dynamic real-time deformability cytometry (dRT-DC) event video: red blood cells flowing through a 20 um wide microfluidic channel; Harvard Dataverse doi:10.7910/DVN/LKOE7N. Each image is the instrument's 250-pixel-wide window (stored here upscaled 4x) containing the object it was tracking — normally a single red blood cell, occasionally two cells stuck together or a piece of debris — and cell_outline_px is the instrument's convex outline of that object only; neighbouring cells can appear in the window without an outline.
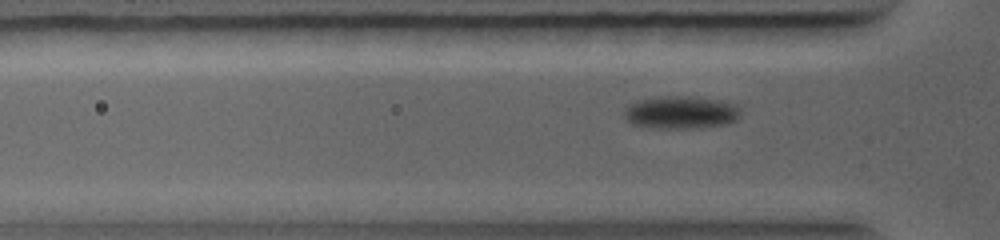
{"species": "common noctule bat (a hibernating species)", "species_latin": "Nyctalus noctula", "temperature_condition": "warm", "stored_images_in_passage": 44, "camera_frame_rate_fps": 5000, "um_per_image_px": 0.085, "animal": {"sex": "female", "body_mass_g": 19.0, "forearm_length_mm": 56.7}, "frame": {"image": 1, "passage_image": 17, "time_ms": 2.8, "image_size_px": [1000, 240], "cell_outline_px": [[740, 116], [736, 120], [728, 124], [700, 128], [656, 128], [632, 124], [624, 116], [624, 108], [636, 100], [660, 96], [692, 96], [716, 100], [736, 104], [740, 108]], "centroid_in_image_um": [57.88, 9.55], "position_along_channel_um": 67.9, "area_um2": 22.43}}
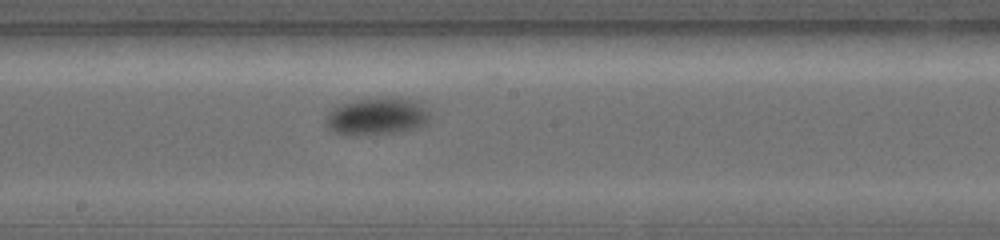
{"frame": {"image": 2, "passage_image": 34, "time_ms": 5.8, "image_size_px": [1000, 240], "cell_outline_px": [[428, 124], [416, 128], [396, 132], [352, 136], [348, 136], [336, 132], [328, 128], [324, 120], [328, 112], [332, 108], [340, 104], [356, 100], [392, 96], [396, 96], [416, 100], [428, 112]], "centroid_in_image_um": [32.01, 9.88], "position_along_channel_um": 216.2, "area_um2": 22.89}}
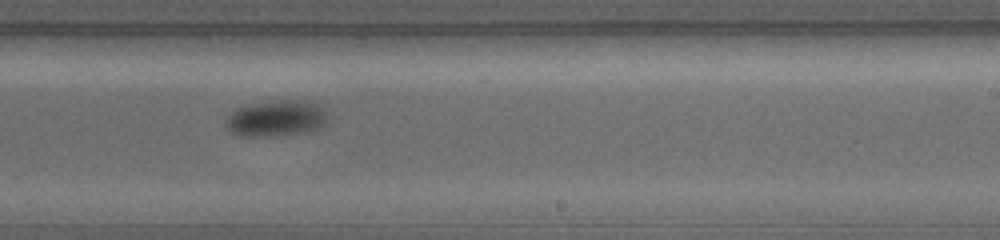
{"frame": {"image": 3, "passage_image": 40, "time_ms": 6.8, "image_size_px": [1000, 240], "cell_outline_px": [[324, 124], [320, 128], [304, 132], [268, 136], [240, 136], [228, 132], [224, 128], [224, 120], [236, 108], [248, 104], [272, 100], [304, 100], [316, 104], [324, 108]], "centroid_in_image_um": [23.37, 10.05], "position_along_channel_um": 265.6, "area_um2": 21.56}}